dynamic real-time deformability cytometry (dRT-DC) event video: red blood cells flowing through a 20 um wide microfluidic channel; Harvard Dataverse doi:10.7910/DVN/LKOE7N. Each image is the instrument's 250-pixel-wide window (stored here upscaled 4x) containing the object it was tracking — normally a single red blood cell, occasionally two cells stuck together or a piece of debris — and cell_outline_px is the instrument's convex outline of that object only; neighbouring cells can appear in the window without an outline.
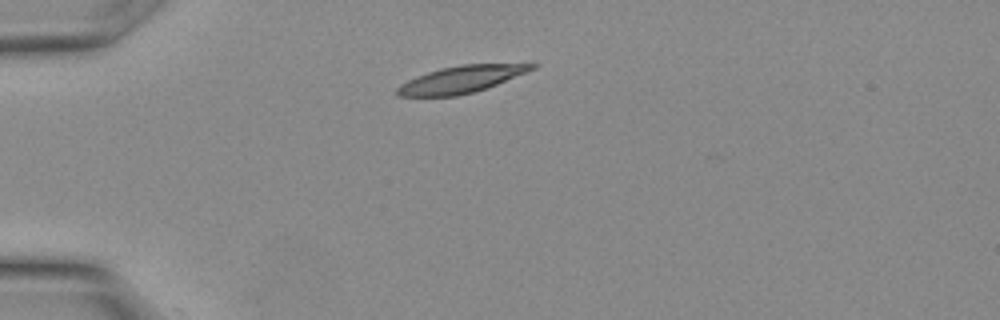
{"species": "Egyptian fruit bat (a non-hibernating species)", "species_latin": "Rousettus aegyptiacus", "temperature_condition": "warm", "stored_images_in_passage": 12, "camera_frame_rate_fps": 3000, "um_per_image_px": 0.085, "animal": {"sex": "female"}, "frame": {"image": 1, "passage_image": 1, "time_ms": 0.0, "image_size_px": [1000, 320], "cell_outline_px": [[536, 68], [528, 72], [496, 84], [472, 92], [456, 96], [400, 96], [396, 92], [396, 88], [400, 84], [416, 76], [440, 68], [460, 64], [532, 60], [536, 64]], "centroid_in_image_um": [39.37, 6.67], "position_along_channel_um": 45.6, "area_um2": 21.96}}
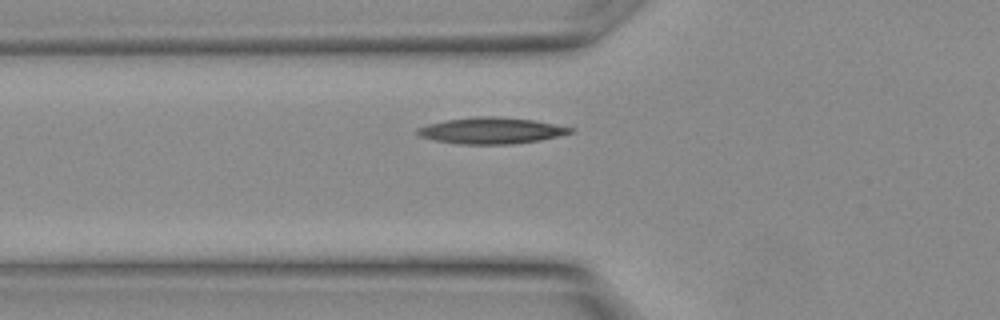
{"frame": {"image": 2, "passage_image": 4, "time_ms": 1.0, "image_size_px": [1000, 320], "cell_outline_px": [[576, 128], [572, 132], [560, 136], [540, 140], [512, 144], [460, 144], [436, 140], [420, 136], [416, 132], [416, 128], [428, 124], [448, 120], [472, 116], [496, 116], [536, 120]], "centroid_in_image_um": [41.8, 11.09], "position_along_channel_um": 84.0, "area_um2": 23.52}}
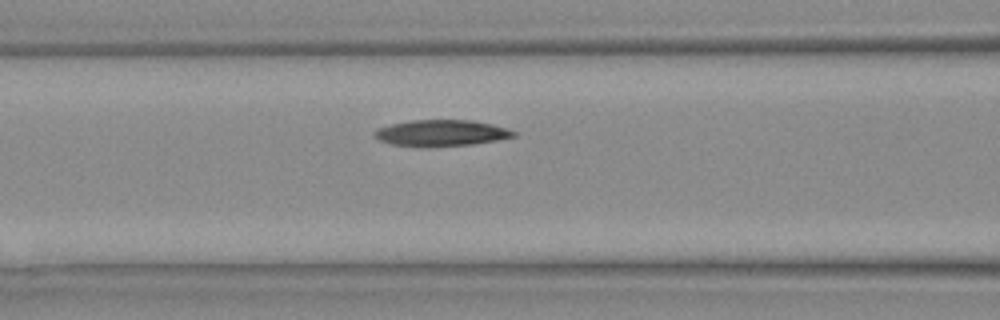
{"frame": {"image": 3, "passage_image": 6, "time_ms": 1.667, "image_size_px": [1000, 320], "cell_outline_px": [[516, 136], [496, 140], [472, 144], [420, 148], [388, 144], [372, 136], [372, 132], [376, 128], [392, 124], [412, 120], [472, 120], [492, 124], [516, 132]], "centroid_in_image_um": [37.41, 11.32], "position_along_channel_um": 129.2, "area_um2": 21.56}}